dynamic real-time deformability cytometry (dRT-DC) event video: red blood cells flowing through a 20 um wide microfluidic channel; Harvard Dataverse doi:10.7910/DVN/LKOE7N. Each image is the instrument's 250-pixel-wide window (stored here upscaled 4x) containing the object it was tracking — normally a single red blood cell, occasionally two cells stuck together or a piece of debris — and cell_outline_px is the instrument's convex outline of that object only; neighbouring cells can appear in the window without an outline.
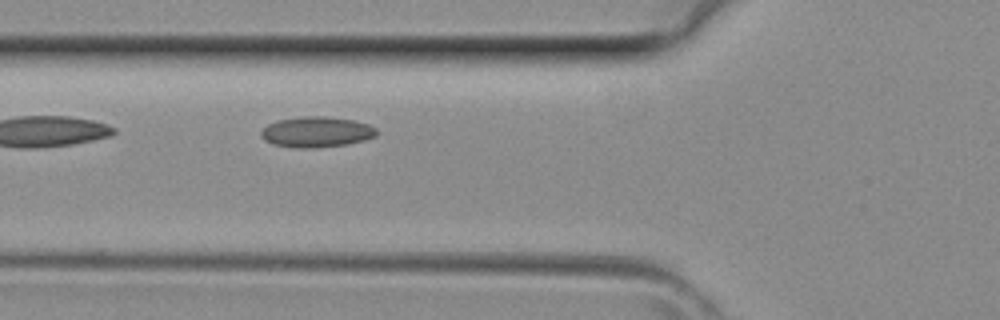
{"species": "common noctule bat (a hibernating species)", "species_latin": "Nyctalus noctula", "temperature_condition": "room temperature", "stored_images_in_passage": 2, "camera_frame_rate_fps": 3000, "um_per_image_px": 0.085, "animal": {"sex": "female", "body_mass_g": 29.2, "forearm_length_mm": 56.3}, "frame": {"image": 1, "passage_image": 2, "time_ms": 0.333, "image_size_px": [1000, 320], "cell_outline_px": [[376, 136], [364, 140], [348, 144], [316, 148], [292, 148], [272, 144], [264, 140], [260, 136], [260, 132], [268, 124], [276, 120], [304, 116], [324, 116], [356, 120], [368, 124], [376, 128]], "centroid_in_image_um": [26.88, 11.22], "position_along_channel_um": 98.9, "area_um2": 20.87}}